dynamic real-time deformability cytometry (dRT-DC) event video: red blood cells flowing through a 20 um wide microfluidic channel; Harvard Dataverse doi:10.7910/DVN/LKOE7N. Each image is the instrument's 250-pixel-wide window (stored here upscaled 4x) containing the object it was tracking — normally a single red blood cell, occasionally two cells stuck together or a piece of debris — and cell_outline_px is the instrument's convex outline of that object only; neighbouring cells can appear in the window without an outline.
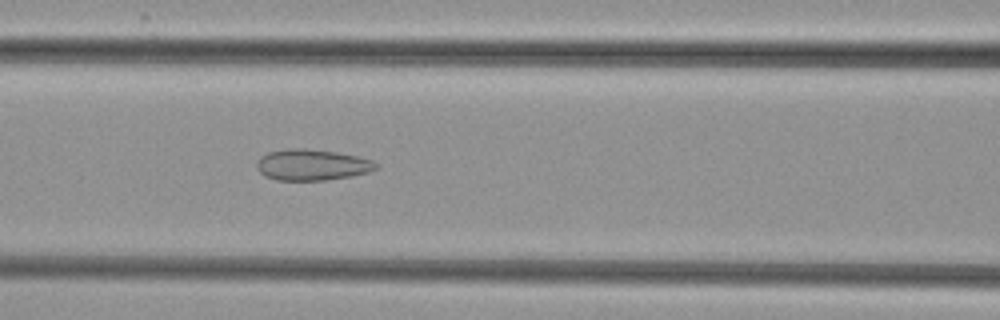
{"species": "common noctule bat (a hibernating species)", "species_latin": "Nyctalus noctula", "temperature_condition": "cold", "stored_images_in_passage": 46, "camera_frame_rate_fps": 3000, "um_per_image_px": 0.085, "animal": {"sex": "female", "body_mass_g": 29.2, "forearm_length_mm": 56.3}, "frame": {"image": 1, "passage_image": 16, "time_ms": 5.0, "image_size_px": [1000, 320], "cell_outline_px": [[380, 168], [368, 172], [352, 176], [328, 180], [276, 180], [264, 176], [256, 168], [256, 164], [260, 156], [268, 152], [288, 148], [304, 148], [336, 152], [356, 156], [372, 160], [380, 164]], "centroid_in_image_um": [26.53, 14.01], "position_along_channel_um": 140.1, "area_um2": 21.85}}
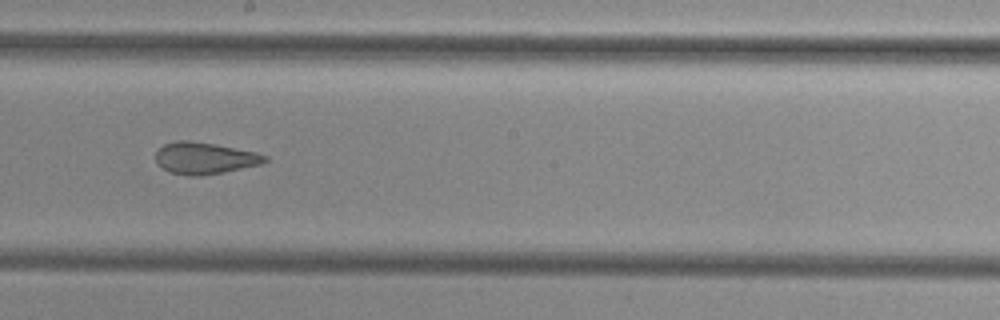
{"frame": {"image": 2, "passage_image": 23, "time_ms": 7.333, "image_size_px": [1000, 320], "cell_outline_px": [[268, 160], [260, 164], [224, 172], [200, 176], [188, 176], [168, 172], [156, 164], [156, 152], [164, 144], [176, 140], [188, 140], [212, 144], [256, 152], [268, 156]], "centroid_in_image_um": [17.36, 13.45], "position_along_channel_um": 230.8, "area_um2": 20.17}}
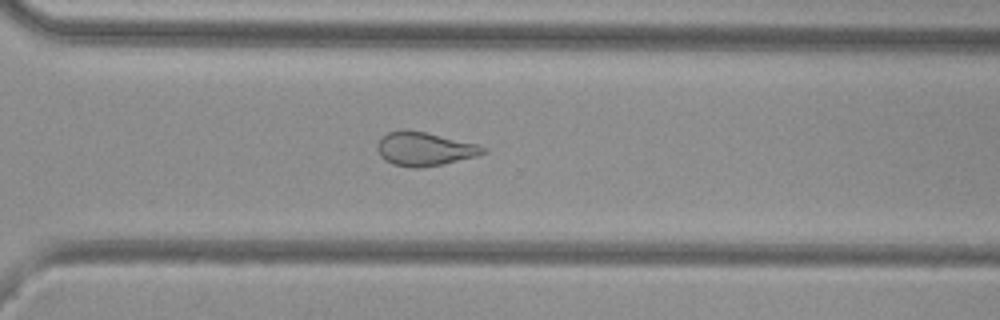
{"frame": {"image": 3, "passage_image": 31, "time_ms": 10.0, "image_size_px": [1000, 320], "cell_outline_px": [[488, 152], [476, 156], [440, 164], [420, 168], [412, 168], [392, 164], [384, 160], [380, 156], [376, 148], [376, 144], [388, 132], [424, 132], [476, 144], [488, 148]], "centroid_in_image_um": [36.08, 12.7], "position_along_channel_um": 334.5, "area_um2": 20.17}}